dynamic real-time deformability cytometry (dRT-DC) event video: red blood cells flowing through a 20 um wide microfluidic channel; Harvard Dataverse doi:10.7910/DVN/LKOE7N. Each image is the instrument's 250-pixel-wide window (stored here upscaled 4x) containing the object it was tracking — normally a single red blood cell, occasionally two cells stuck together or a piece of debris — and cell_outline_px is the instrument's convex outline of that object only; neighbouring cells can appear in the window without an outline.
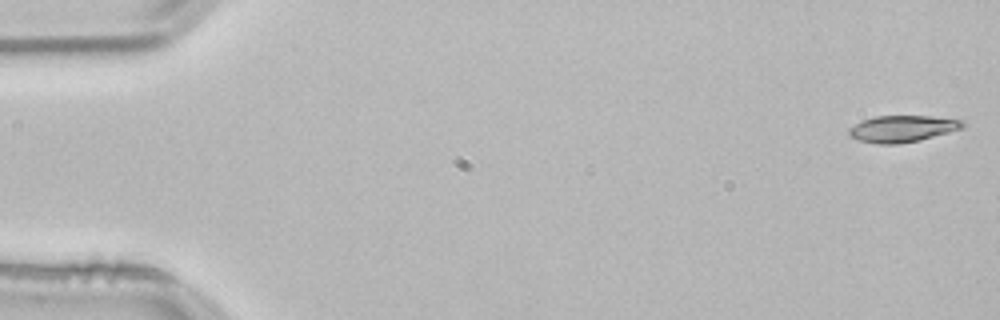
{"species": "common noctule bat (a hibernating species)", "species_latin": "Nyctalus noctula", "temperature_condition": "room temperature", "stored_images_in_passage": 53, "camera_frame_rate_fps": 3000, "um_per_image_px": 0.085, "animal": {"sex": "male", "body_mass_g": 21.5, "forearm_length_mm": 52.0}, "frame": {"image": 1, "passage_image": 1, "time_ms": 0.0, "image_size_px": [1000, 320], "cell_outline_px": [[964, 128], [920, 140], [896, 144], [876, 144], [860, 140], [852, 136], [848, 132], [848, 128], [860, 120], [876, 116], [932, 116], [964, 120]], "centroid_in_image_um": [76.71, 10.93], "position_along_channel_um": 8.3, "area_um2": 17.69}}
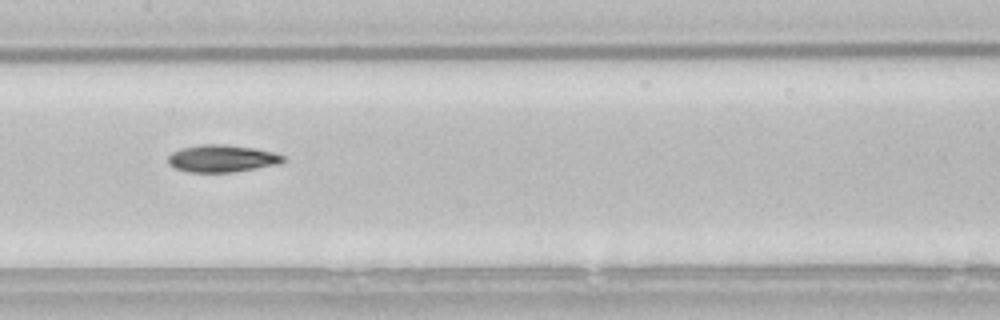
{"frame": {"image": 2, "passage_image": 26, "time_ms": 8.333, "image_size_px": [1000, 320], "cell_outline_px": [[284, 160], [276, 164], [256, 168], [232, 172], [188, 172], [176, 168], [168, 164], [168, 156], [172, 152], [180, 148], [200, 144], [224, 144], [256, 148], [272, 152], [284, 156]], "centroid_in_image_um": [18.82, 13.46], "position_along_channel_um": 188.6, "area_um2": 18.21}}
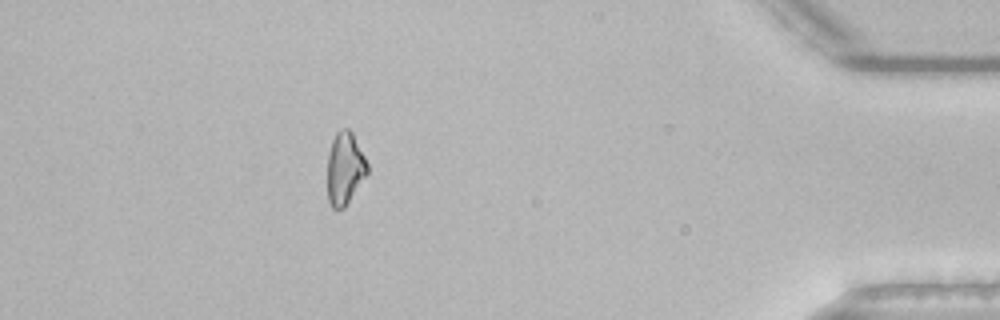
{"frame": {"image": 3, "passage_image": 47, "time_ms": 15.333, "image_size_px": [1000, 320], "cell_outline_px": [[368, 172], [344, 208], [332, 208], [328, 200], [328, 152], [332, 140], [336, 132], [340, 128], [348, 128], [352, 132], [368, 164]], "centroid_in_image_um": [29.3, 14.29], "position_along_channel_um": 405.9, "area_um2": 16.7}, "authors_computed_cell_mechanics": {"area_um2": 17.6868, "velocity_mm_per_s": 3.8414, "shape_relaxation_time_tau1_ms": 4.1067, "shape_relaxation_time_tau2_ms": null, "deformation_change_tau1": 0.1321, "deformation_change_tau2": null}}